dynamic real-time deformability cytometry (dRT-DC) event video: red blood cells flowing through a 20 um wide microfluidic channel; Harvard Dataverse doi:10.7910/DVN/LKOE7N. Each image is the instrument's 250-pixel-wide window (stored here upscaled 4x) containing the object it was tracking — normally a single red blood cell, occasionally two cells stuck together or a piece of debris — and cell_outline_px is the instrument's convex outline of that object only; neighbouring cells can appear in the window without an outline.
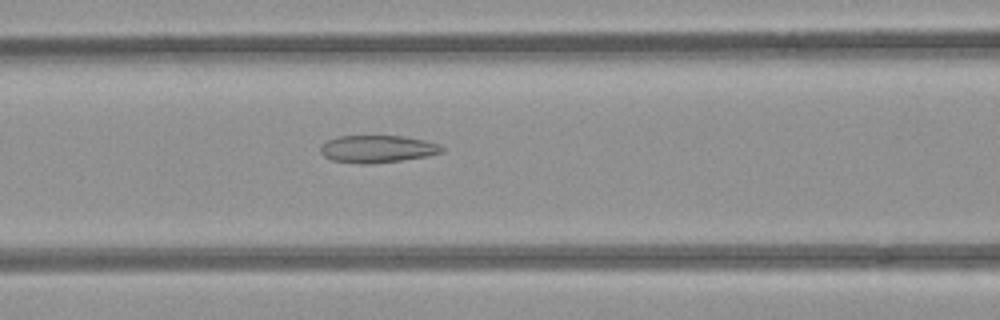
{"species": "common noctule bat (a hibernating species)", "species_latin": "Nyctalus noctula", "temperature_condition": "room temperature", "stored_images_in_passage": 50, "camera_frame_rate_fps": 3000, "um_per_image_px": 0.085, "animal": {"sex": "female", "body_mass_g": 21.9}, "frame": {"image": 1, "passage_image": 22, "time_ms": 7.0, "image_size_px": [1000, 320], "cell_outline_px": [[444, 152], [428, 156], [372, 164], [360, 164], [332, 160], [324, 156], [320, 152], [320, 148], [328, 140], [340, 136], [404, 136], [424, 140], [440, 144], [444, 148]], "centroid_in_image_um": [32.11, 12.66], "position_along_channel_um": 134.5, "area_um2": 19.36}}
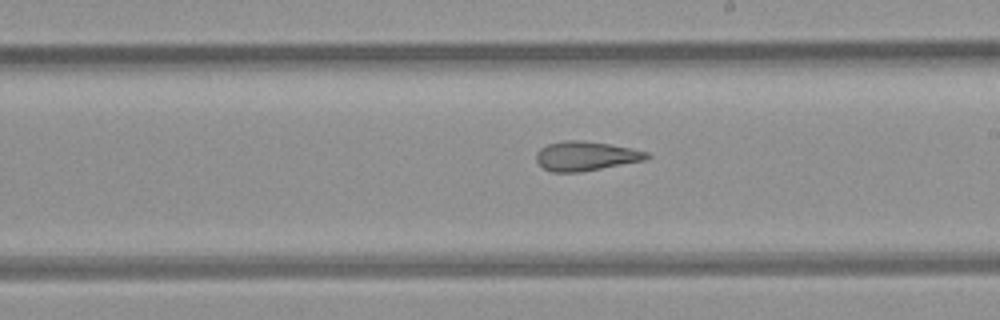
{"frame": {"image": 2, "passage_image": 30, "time_ms": 9.667, "image_size_px": [1000, 320], "cell_outline_px": [[652, 156], [648, 160], [580, 172], [552, 172], [544, 168], [536, 160], [536, 152], [540, 148], [548, 144], [564, 140], [580, 140], [608, 144], [632, 148], [648, 152]], "centroid_in_image_um": [49.83, 13.26], "position_along_channel_um": 239.2, "area_um2": 19.02}}
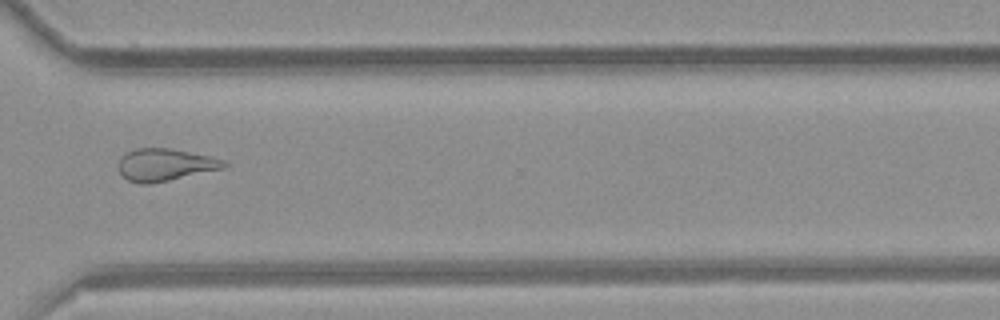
{"frame": {"image": 3, "passage_image": 39, "time_ms": 12.667, "image_size_px": [1000, 320], "cell_outline_px": [[228, 164], [224, 168], [168, 180], [148, 184], [140, 184], [128, 180], [120, 172], [120, 156], [124, 152], [136, 148], [168, 148], [208, 156], [224, 160]], "centroid_in_image_um": [14.0, 14.0], "position_along_channel_um": 356.6, "area_um2": 19.54}}